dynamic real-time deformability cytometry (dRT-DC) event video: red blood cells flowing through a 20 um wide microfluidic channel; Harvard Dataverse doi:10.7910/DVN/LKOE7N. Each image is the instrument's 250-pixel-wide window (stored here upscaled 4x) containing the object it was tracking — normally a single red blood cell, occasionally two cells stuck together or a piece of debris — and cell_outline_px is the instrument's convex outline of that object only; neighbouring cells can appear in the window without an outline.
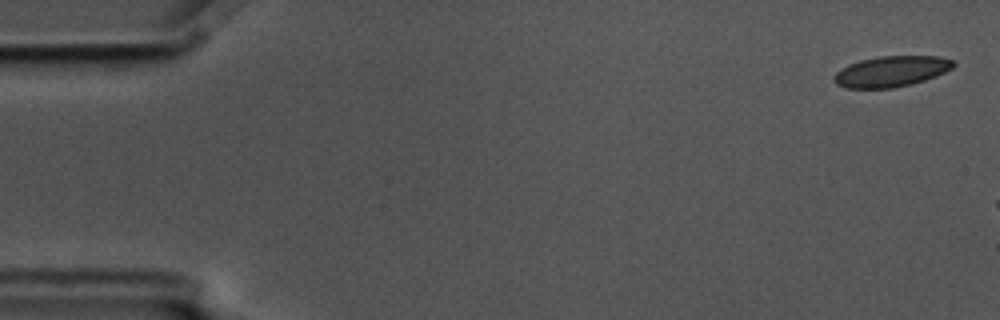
{"species": "common noctule bat (a hibernating species)", "species_latin": "Nyctalus noctula", "temperature_condition": "cold", "stored_images_in_passage": 4, "camera_frame_rate_fps": 3000, "um_per_image_px": 0.085, "animal": {"sex": "male", "body_mass_g": 17.5, "forearm_length_mm": 52.3}, "frame": {"image": 1, "passage_image": 1, "time_ms": 0.0, "image_size_px": [1000, 320], "cell_outline_px": [[956, 64], [952, 68], [936, 76], [912, 84], [892, 88], [848, 88], [836, 84], [832, 80], [832, 76], [840, 68], [848, 64], [860, 60], [880, 56], [940, 56], [952, 60]], "centroid_in_image_um": [75.72, 6.07], "position_along_channel_um": 9.3, "area_um2": 21.5}}